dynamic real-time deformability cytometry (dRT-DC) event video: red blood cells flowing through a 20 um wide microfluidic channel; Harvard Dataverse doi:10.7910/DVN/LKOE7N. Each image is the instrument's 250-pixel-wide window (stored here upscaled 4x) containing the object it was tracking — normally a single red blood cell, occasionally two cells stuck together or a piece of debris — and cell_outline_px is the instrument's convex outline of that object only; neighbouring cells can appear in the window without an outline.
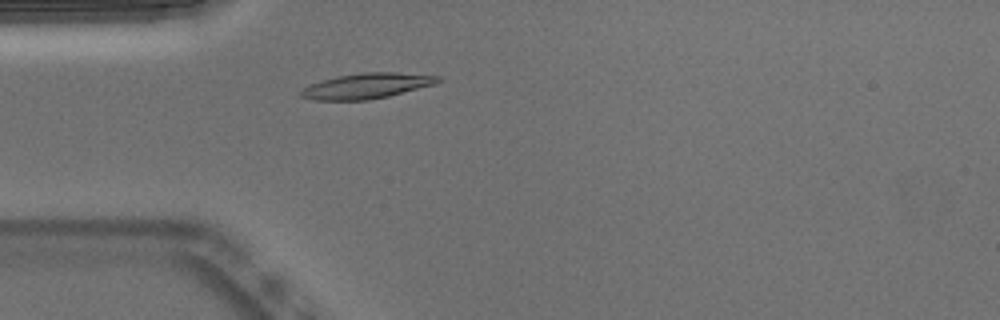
{"species": "Egyptian fruit bat (a non-hibernating species)", "species_latin": "Rousettus aegyptiacus", "temperature_condition": "warm", "stored_images_in_passage": 47, "camera_frame_rate_fps": 3000, "um_per_image_px": 0.085, "animal": {"sex": "male"}, "frame": {"image": 1, "passage_image": 9, "time_ms": 2.667, "image_size_px": [1000, 320], "cell_outline_px": [[444, 80], [436, 84], [388, 96], [368, 100], [316, 100], [300, 96], [300, 92], [304, 88], [320, 80], [336, 76], [364, 72], [396, 72], [444, 76]], "centroid_in_image_um": [31.25, 7.28], "position_along_channel_um": 53.8, "area_um2": 20.4}}
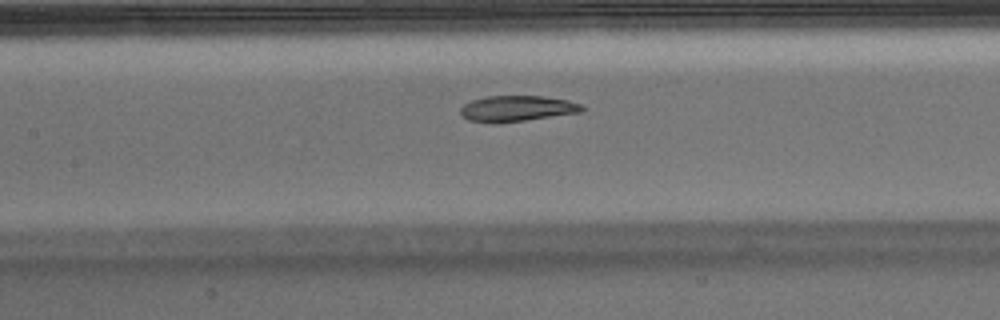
{"frame": {"image": 2, "passage_image": 18, "time_ms": 5.667, "image_size_px": [1000, 320], "cell_outline_px": [[584, 108], [580, 112], [496, 124], [492, 124], [468, 120], [460, 116], [460, 108], [464, 104], [472, 100], [488, 96], [544, 96], [568, 100], [580, 104]], "centroid_in_image_um": [43.87, 9.23], "position_along_channel_um": 163.5, "area_um2": 18.32}}
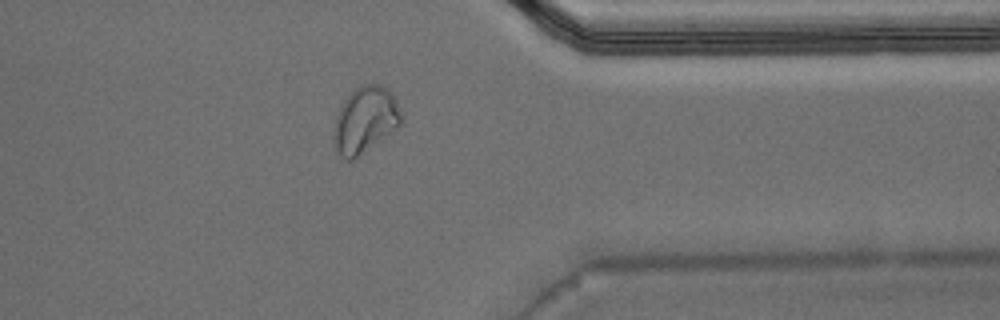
{"frame": {"image": 3, "passage_image": 36, "time_ms": 11.667, "image_size_px": [1000, 320], "cell_outline_px": [[400, 124], [352, 160], [348, 160], [336, 148], [332, 136], [336, 116], [340, 104], [360, 84], [380, 84], [388, 88], [400, 112]], "centroid_in_image_um": [30.98, 10.14], "position_along_channel_um": 380.4, "area_um2": 25.14}, "authors_computed_cell_mechanics": {"area_um2": 19.7676, "velocity_mm_per_s": 3.7924, "shape_relaxation_time_tau1_ms": null, "shape_relaxation_time_tau2_ms": 1.6269, "deformation_change_tau1": null, "deformation_change_tau2": 0.0634}}